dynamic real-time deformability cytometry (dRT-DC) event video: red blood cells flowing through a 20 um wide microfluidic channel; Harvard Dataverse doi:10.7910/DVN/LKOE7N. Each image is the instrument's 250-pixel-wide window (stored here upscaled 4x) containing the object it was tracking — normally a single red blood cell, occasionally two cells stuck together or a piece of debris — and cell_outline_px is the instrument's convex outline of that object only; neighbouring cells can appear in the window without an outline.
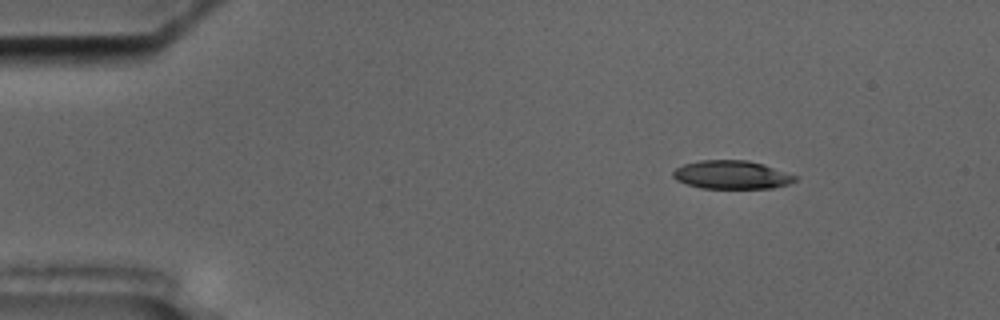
{"species": "common noctule bat (a hibernating species)", "species_latin": "Nyctalus noctula", "temperature_condition": "cold", "stored_images_in_passage": 6, "camera_frame_rate_fps": 3000, "um_per_image_px": 0.085, "animal": {"sex": "male", "body_mass_g": 17.5, "forearm_length_mm": 52.3}, "frame": {"image": 1, "passage_image": 2, "time_ms": 1.333, "image_size_px": [1000, 320], "cell_outline_px": [[800, 180], [788, 184], [772, 188], [700, 188], [676, 180], [672, 176], [672, 172], [676, 168], [684, 164], [700, 160], [748, 160], [764, 164], [800, 176]], "centroid_in_image_um": [62.26, 14.85], "position_along_channel_um": 22.7, "area_um2": 20.46}}